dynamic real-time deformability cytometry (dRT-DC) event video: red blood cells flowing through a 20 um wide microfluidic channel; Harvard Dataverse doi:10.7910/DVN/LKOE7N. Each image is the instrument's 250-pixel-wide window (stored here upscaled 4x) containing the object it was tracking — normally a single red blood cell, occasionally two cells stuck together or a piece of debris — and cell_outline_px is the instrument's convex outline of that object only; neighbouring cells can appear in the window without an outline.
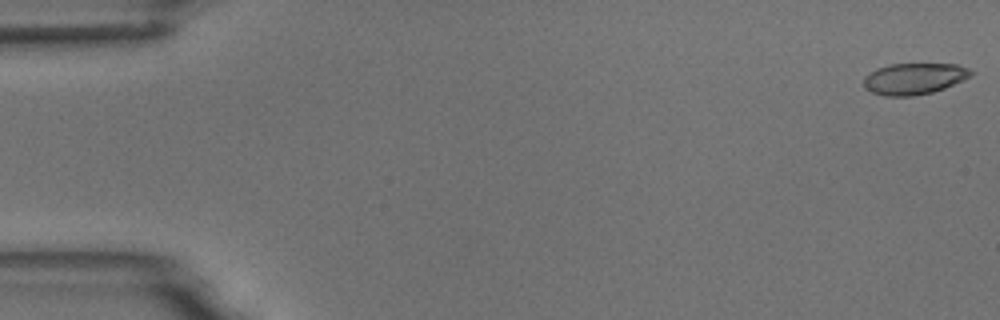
{"species": "common noctule bat (a hibernating species)", "species_latin": "Nyctalus noctula", "temperature_condition": "room temperature", "stored_images_in_passage": 55, "camera_frame_rate_fps": 3000, "um_per_image_px": 0.085, "animal": {"sex": "male", "body_mass_g": 18.8}, "frame": {"image": 1, "passage_image": 1, "time_ms": 0.0, "image_size_px": [1000, 320], "cell_outline_px": [[976, 72], [944, 88], [932, 92], [912, 96], [884, 96], [872, 92], [864, 88], [864, 76], [876, 68], [888, 64], [956, 64], [968, 68]], "centroid_in_image_um": [77.65, 6.68], "position_along_channel_um": 7.4, "area_um2": 19.48}}
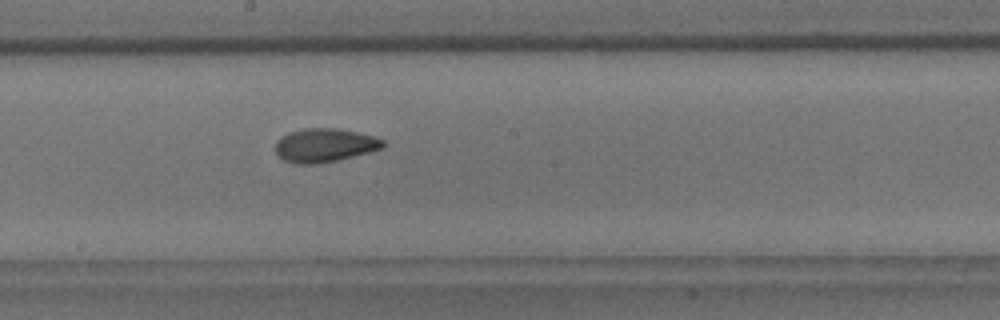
{"frame": {"image": 2, "passage_image": 30, "time_ms": 9.667, "image_size_px": [1000, 320], "cell_outline_px": [[384, 148], [336, 160], [316, 164], [296, 164], [284, 160], [276, 152], [276, 140], [280, 136], [288, 132], [304, 128], [336, 128], [376, 136], [384, 140]], "centroid_in_image_um": [27.58, 12.33], "position_along_channel_um": 220.6, "area_um2": 21.1}}
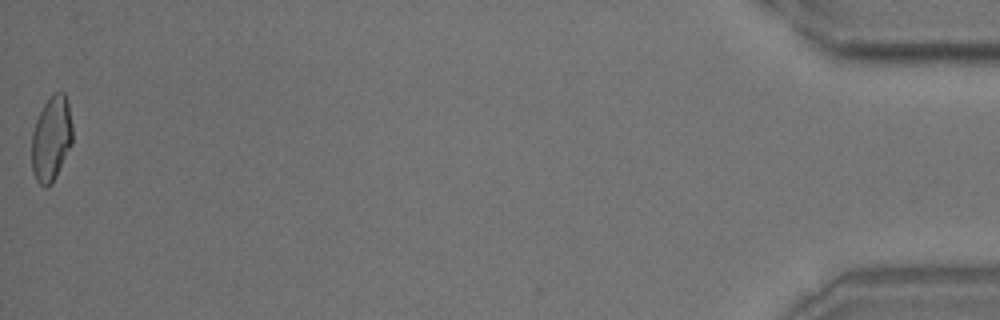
{"frame": {"image": 3, "passage_image": 55, "time_ms": 18.0, "image_size_px": [1000, 320], "cell_outline_px": [[72, 144], [52, 184], [48, 188], [44, 188], [36, 180], [32, 172], [32, 132], [36, 120], [44, 104], [52, 92], [64, 92], [68, 104], [72, 124]], "centroid_in_image_um": [4.36, 11.8], "position_along_channel_um": 430.8, "area_um2": 20.35}, "authors_computed_cell_mechanics": {"area_um2": 20.3456, "velocity_mm_per_s": 3.6799, "shape_relaxation_time_tau1_ms": 5.4868, "shape_relaxation_time_tau2_ms": 2.3418, "deformation_change_tau1": 0.1501, "deformation_change_tau2": 0.0714}}